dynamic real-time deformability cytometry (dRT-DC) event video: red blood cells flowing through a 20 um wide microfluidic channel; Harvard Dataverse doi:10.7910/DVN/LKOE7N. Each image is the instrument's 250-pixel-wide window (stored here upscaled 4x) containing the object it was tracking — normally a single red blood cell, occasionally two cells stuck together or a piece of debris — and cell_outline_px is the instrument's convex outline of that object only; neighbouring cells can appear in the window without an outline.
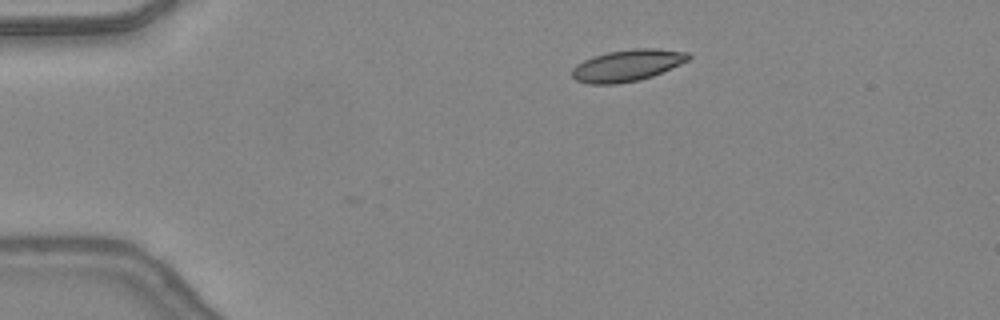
{"species": "common noctule bat (a hibernating species)", "species_latin": "Nyctalus noctula", "temperature_condition": "warm", "stored_images_in_passage": 7, "camera_frame_rate_fps": 3000, "um_per_image_px": 0.085, "animal": {"sex": "female", "body_mass_g": 24.6, "forearm_length_mm": 56.2}, "frame": {"image": 1, "passage_image": 1, "time_ms": 0.0, "image_size_px": [1000, 320], "cell_outline_px": [[692, 56], [688, 60], [680, 64], [652, 76], [640, 80], [616, 84], [588, 84], [576, 80], [572, 76], [572, 68], [576, 64], [592, 56], [608, 52], [636, 48], [656, 48], [688, 52]], "centroid_in_image_um": [53.31, 5.56], "position_along_channel_um": 31.7, "area_um2": 21.5}}